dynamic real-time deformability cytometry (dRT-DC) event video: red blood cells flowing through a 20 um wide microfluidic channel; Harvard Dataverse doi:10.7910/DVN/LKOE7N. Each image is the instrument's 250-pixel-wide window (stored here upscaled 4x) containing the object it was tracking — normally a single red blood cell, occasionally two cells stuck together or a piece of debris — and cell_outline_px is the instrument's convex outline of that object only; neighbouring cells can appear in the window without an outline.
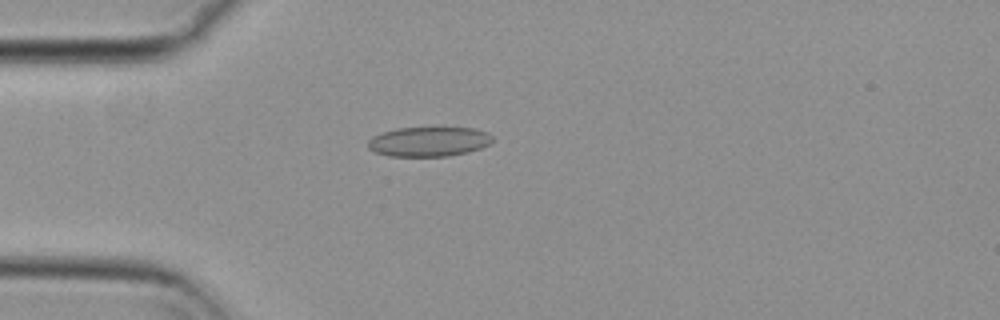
{"species": "common noctule bat (a hibernating species)", "species_latin": "Nyctalus noctula", "temperature_condition": "cold", "stored_images_in_passage": 34, "camera_frame_rate_fps": 3000, "um_per_image_px": 0.085, "animal": {"sex": "female", "body_mass_g": 29.2, "forearm_length_mm": 56.3}, "frame": {"image": 1, "passage_image": 1, "time_ms": 0.0, "image_size_px": [1000, 320], "cell_outline_px": [[492, 140], [488, 144], [480, 148], [468, 152], [448, 156], [388, 156], [376, 152], [368, 148], [368, 140], [372, 136], [380, 132], [396, 128], [440, 124], [476, 128], [488, 132], [492, 136]], "centroid_in_image_um": [36.46, 11.97], "position_along_channel_um": 48.5, "area_um2": 22.72}}
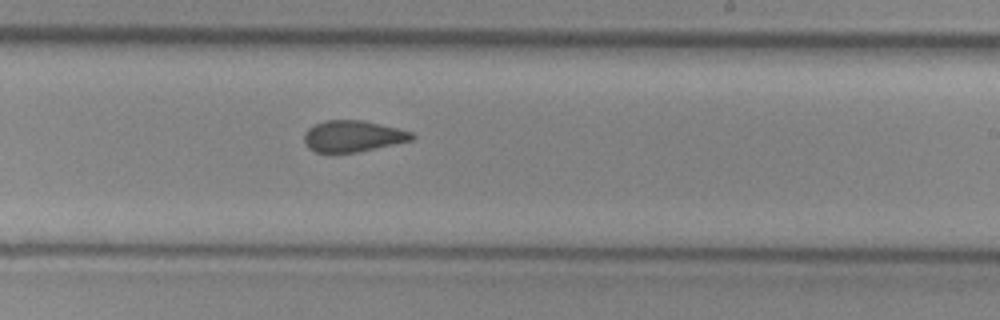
{"frame": {"image": 2, "passage_image": 19, "time_ms": 6.0, "image_size_px": [1000, 320], "cell_outline_px": [[416, 136], [412, 140], [356, 152], [316, 152], [308, 148], [304, 140], [304, 132], [308, 128], [324, 120], [364, 120], [412, 132]], "centroid_in_image_um": [29.97, 11.56], "position_along_channel_um": 259.0, "area_um2": 19.48}}
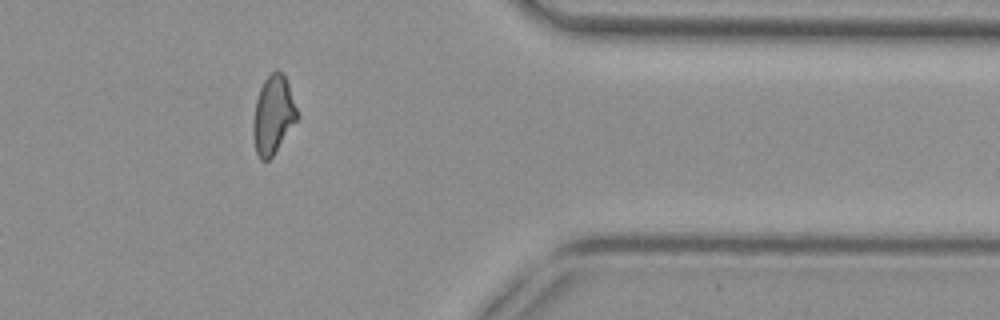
{"frame": {"image": 3, "passage_image": 31, "time_ms": 10.0, "image_size_px": [1000, 320], "cell_outline_px": [[300, 116], [272, 156], [268, 160], [260, 160], [256, 152], [252, 136], [252, 124], [256, 100], [260, 88], [264, 80], [276, 68], [284, 76], [288, 84]], "centroid_in_image_um": [23.21, 9.78], "position_along_channel_um": 388.2, "area_um2": 20.06}, "authors_computed_cell_mechanics": {"area_um2": 20.4612, "velocity_mm_per_s": 3.7256, "shape_relaxation_time_tau1_ms": null, "shape_relaxation_time_tau2_ms": 1.9377, "deformation_change_tau1": null, "deformation_change_tau2": 0.0983}}